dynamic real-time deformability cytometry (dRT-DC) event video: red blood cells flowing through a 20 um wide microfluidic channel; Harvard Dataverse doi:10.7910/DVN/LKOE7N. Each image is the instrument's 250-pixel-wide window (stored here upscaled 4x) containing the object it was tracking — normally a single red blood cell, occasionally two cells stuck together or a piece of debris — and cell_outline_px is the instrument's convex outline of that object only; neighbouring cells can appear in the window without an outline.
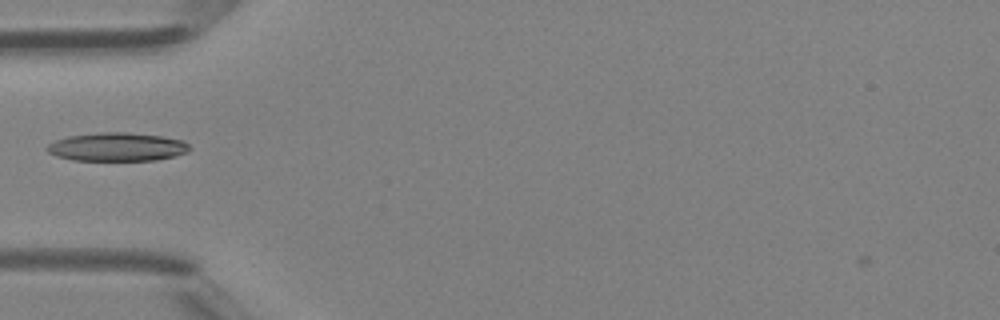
{"species": "Egyptian fruit bat (a non-hibernating species)", "species_latin": "Rousettus aegyptiacus", "temperature_condition": "room temperature", "stored_images_in_passage": 23, "camera_frame_rate_fps": 3000, "um_per_image_px": 0.085, "animal": {"sex": "female"}, "frame": {"image": 1, "passage_image": 5, "time_ms": 1.333, "image_size_px": [1000, 320], "cell_outline_px": [[192, 148], [188, 152], [176, 156], [156, 160], [72, 160], [56, 156], [48, 152], [44, 148], [48, 144], [56, 140], [68, 136], [100, 132], [124, 132], [160, 136], [184, 140]], "centroid_in_image_um": [9.96, 12.49], "position_along_channel_um": 75.0, "area_um2": 23.76}}
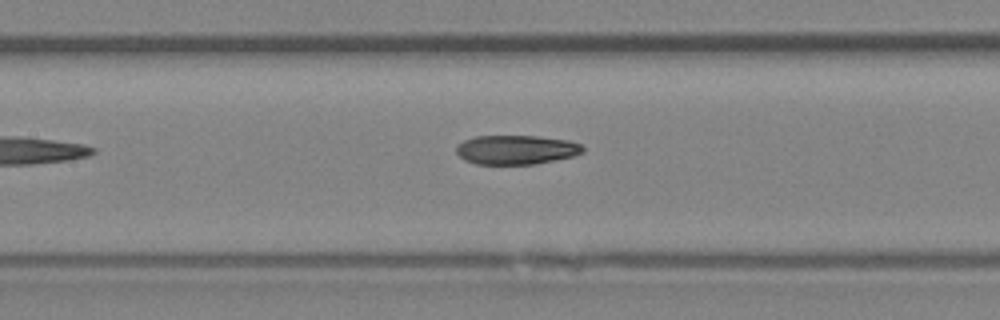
{"frame": {"image": 2, "passage_image": 11, "time_ms": 3.333, "image_size_px": [1000, 320], "cell_outline_px": [[584, 152], [572, 156], [556, 160], [536, 164], [476, 164], [464, 160], [456, 152], [456, 144], [464, 140], [476, 136], [536, 136], [568, 140], [580, 144], [584, 148]], "centroid_in_image_um": [43.86, 12.73], "position_along_channel_um": 163.5, "area_um2": 21.62}}
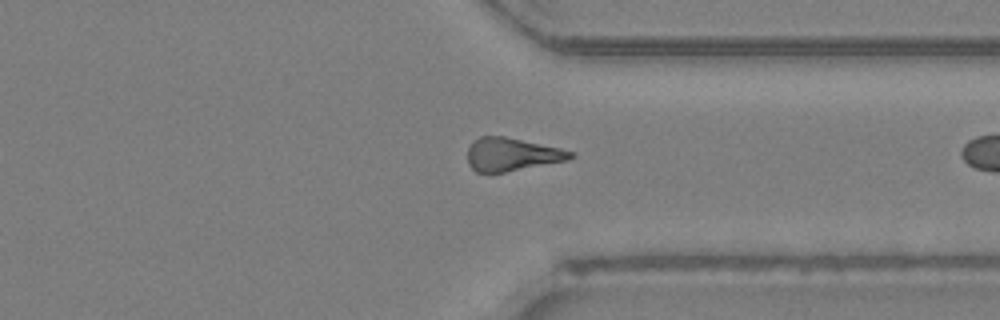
{"frame": {"image": 3, "passage_image": 22, "time_ms": 7.0, "image_size_px": [1000, 320], "cell_outline_px": [[576, 156], [568, 160], [504, 172], [476, 172], [468, 164], [468, 148], [472, 140], [480, 136], [504, 136], [560, 148], [576, 152]], "centroid_in_image_um": [43.51, 13.11], "position_along_channel_um": 367.9, "area_um2": 19.88}}